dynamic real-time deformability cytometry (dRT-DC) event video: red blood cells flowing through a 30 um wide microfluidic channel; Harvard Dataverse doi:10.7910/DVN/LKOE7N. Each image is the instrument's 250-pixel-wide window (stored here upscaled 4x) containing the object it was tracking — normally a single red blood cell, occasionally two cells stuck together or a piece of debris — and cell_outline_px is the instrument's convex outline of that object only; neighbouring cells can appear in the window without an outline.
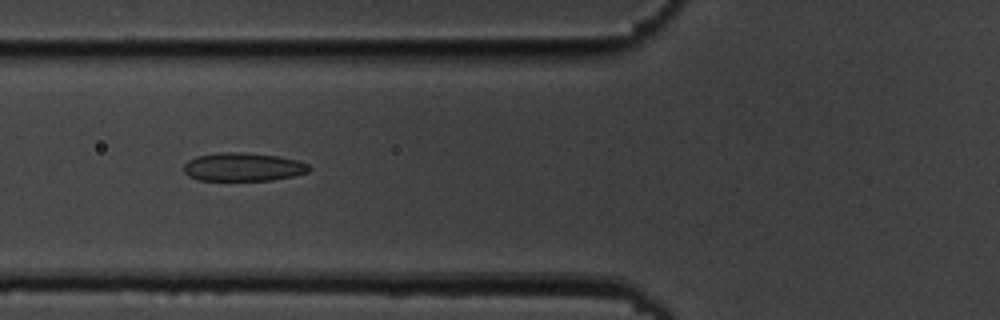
{"species": "common noctule bat (a hibernating species)", "species_latin": "Nyctalus noctula", "temperature_condition": "cold", "stored_images_in_passage": 5, "camera_frame_rate_fps": 3000, "um_per_image_px": 0.085, "animal": {"sex": "male", "body_mass_g": 19.5, "forearm_length_mm": 54.6}, "frame": {"image": 1, "passage_image": 4, "time_ms": 4.333, "image_size_px": [1000, 320], "cell_outline_px": [[312, 168], [308, 172], [292, 176], [272, 180], [196, 180], [188, 176], [184, 172], [184, 164], [188, 160], [196, 156], [220, 152], [244, 152], [280, 156], [300, 160], [308, 164]], "centroid_in_image_um": [20.67, 14.18], "position_along_channel_um": 105.1, "area_um2": 20.98}}
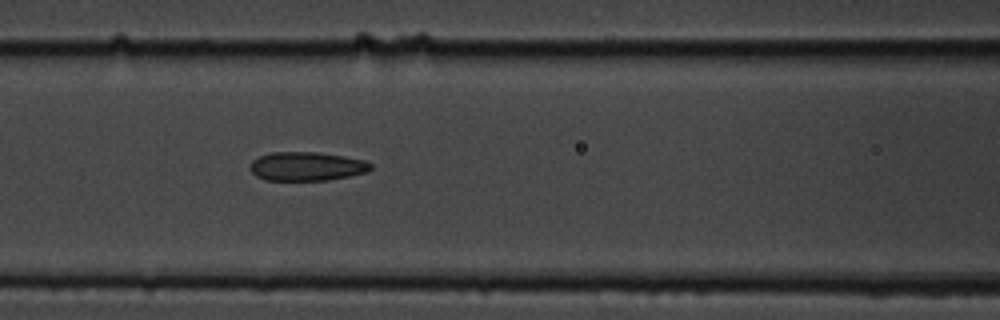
{"frame": {"image": 2, "passage_image": 5, "time_ms": 5.333, "image_size_px": [1000, 320], "cell_outline_px": [[372, 168], [368, 172], [328, 180], [264, 180], [256, 176], [248, 168], [252, 160], [260, 156], [272, 152], [316, 152], [364, 160], [372, 164]], "centroid_in_image_um": [26.04, 14.14], "position_along_channel_um": 140.6, "area_um2": 20.23}}